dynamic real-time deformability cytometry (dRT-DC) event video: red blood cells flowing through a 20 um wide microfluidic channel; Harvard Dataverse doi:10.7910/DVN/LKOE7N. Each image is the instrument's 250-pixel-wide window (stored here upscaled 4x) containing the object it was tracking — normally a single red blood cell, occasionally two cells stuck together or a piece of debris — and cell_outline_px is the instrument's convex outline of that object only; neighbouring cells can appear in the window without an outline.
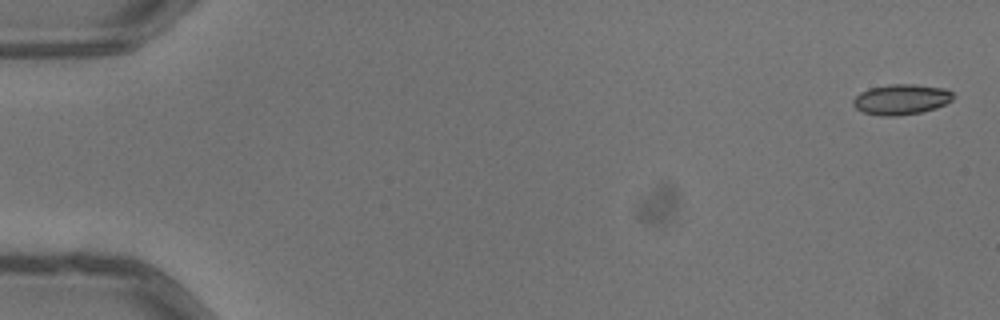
{"species": "common noctule bat (a hibernating species)", "species_latin": "Nyctalus noctula", "temperature_condition": "warm", "stored_images_in_passage": 4, "camera_frame_rate_fps": 3000, "um_per_image_px": 0.085, "animal": {"sex": "male", "body_mass_g": 13.3}, "frame": {"image": 1, "passage_image": 1, "time_ms": 0.0, "image_size_px": [1000, 320], "cell_outline_px": [[952, 100], [936, 108], [920, 112], [896, 116], [880, 116], [864, 112], [856, 108], [852, 104], [852, 100], [860, 92], [868, 88], [888, 84], [916, 84], [944, 88], [952, 92]], "centroid_in_image_um": [76.57, 8.44], "position_along_channel_um": 8.4, "area_um2": 17.74}}